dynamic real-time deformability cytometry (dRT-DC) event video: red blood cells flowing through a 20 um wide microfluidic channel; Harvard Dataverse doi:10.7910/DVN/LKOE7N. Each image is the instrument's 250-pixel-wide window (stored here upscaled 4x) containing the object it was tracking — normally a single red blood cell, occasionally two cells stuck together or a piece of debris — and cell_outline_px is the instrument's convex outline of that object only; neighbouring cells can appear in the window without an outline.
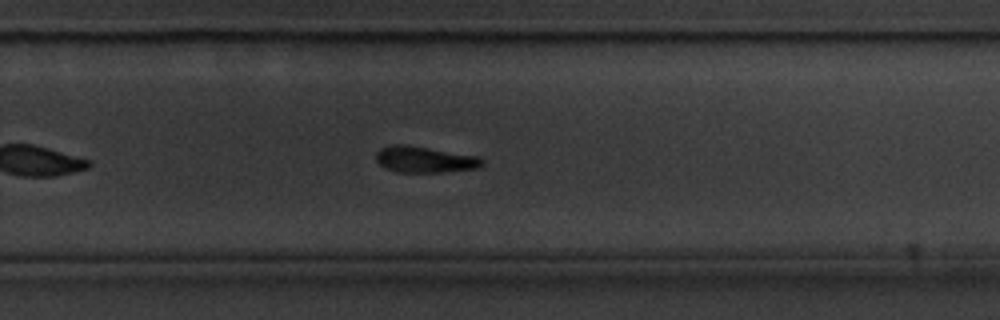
{"species": "common noctule bat (a hibernating species)", "species_latin": "Nyctalus noctula", "temperature_condition": "cold", "stored_images_in_passage": 41, "camera_frame_rate_fps": 3000, "um_per_image_px": 0.085, "animal": {"sex": "male", "body_mass_g": 20.1, "forearm_length_mm": 53.5}, "frame": {"image": 1, "passage_image": 24, "time_ms": 7.667, "image_size_px": [1000, 320], "cell_outline_px": [[484, 164], [476, 168], [440, 172], [396, 172], [380, 164], [376, 160], [376, 152], [380, 148], [392, 144], [404, 144], [480, 156], [484, 160]], "centroid_in_image_um": [36.1, 13.54], "position_along_channel_um": 293.7, "area_um2": 16.18}, "authors_computed_cell_mechanics": {"area_um2": 16.4152, "velocity_mm_per_s": 3.5459, "shape_relaxation_time_tau1_ms": 2.3712, "shape_relaxation_time_tau2_ms": 5.0398, "deformation_change_tau1": 0.1261, "deformation_change_tau2": 0.135}}